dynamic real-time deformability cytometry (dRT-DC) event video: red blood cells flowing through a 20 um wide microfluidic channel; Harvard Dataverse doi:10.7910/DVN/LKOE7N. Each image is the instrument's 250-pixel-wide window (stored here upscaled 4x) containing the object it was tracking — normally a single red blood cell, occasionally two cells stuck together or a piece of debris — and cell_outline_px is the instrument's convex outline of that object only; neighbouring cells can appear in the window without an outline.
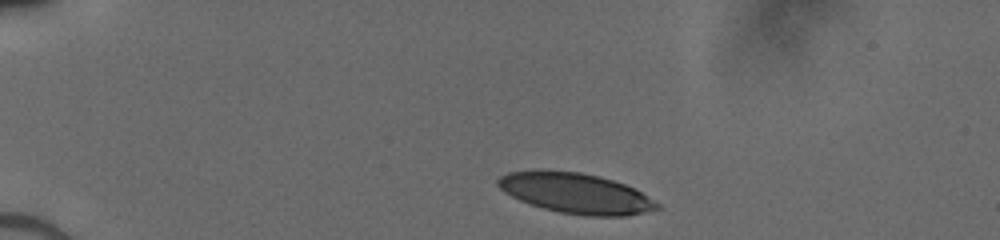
{"species": "human", "species_latin": "Homo sapiens", "temperature_condition": "cold", "stored_images_in_passage": 37, "camera_frame_rate_fps": 3000, "um_per_image_px": 0.085, "donor": {"sex": "male"}, "frame": {"image": 1, "passage_image": 1, "time_ms": 0.0, "image_size_px": [1000, 240], "cell_outline_px": [[660, 208], [644, 212], [624, 216], [584, 216], [560, 212], [544, 208], [520, 200], [504, 192], [496, 184], [496, 180], [500, 176], [508, 172], [580, 172], [612, 180], [624, 184], [640, 192], [660, 204]], "centroid_in_image_um": [48.95, 16.45], "position_along_channel_um": 36.0, "area_um2": 36.41}}
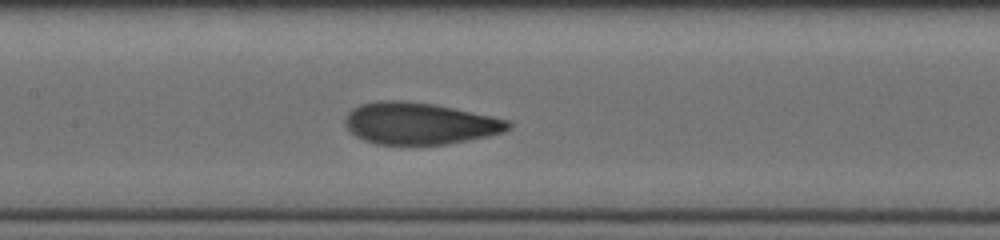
{"frame": {"image": 2, "passage_image": 16, "time_ms": 5.0, "image_size_px": [1000, 240], "cell_outline_px": [[512, 128], [504, 132], [488, 136], [448, 144], [376, 144], [364, 140], [356, 136], [344, 124], [344, 120], [348, 112], [352, 108], [360, 104], [380, 100], [400, 100], [436, 104], [492, 116], [508, 120], [512, 124]], "centroid_in_image_um": [35.67, 10.48], "position_along_channel_um": 171.7, "area_um2": 39.88}}
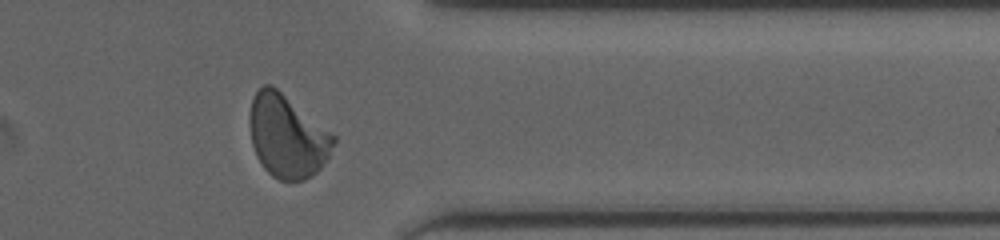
{"frame": {"image": 3, "passage_image": 32, "time_ms": 10.333, "image_size_px": [1000, 240], "cell_outline_px": [[336, 140], [328, 156], [320, 168], [312, 176], [304, 180], [280, 180], [272, 176], [264, 168], [256, 156], [252, 144], [248, 120], [252, 100], [256, 92], [264, 84], [272, 84], [336, 136]], "centroid_in_image_um": [24.39, 11.57], "position_along_channel_um": 387.0, "area_um2": 40.34}}